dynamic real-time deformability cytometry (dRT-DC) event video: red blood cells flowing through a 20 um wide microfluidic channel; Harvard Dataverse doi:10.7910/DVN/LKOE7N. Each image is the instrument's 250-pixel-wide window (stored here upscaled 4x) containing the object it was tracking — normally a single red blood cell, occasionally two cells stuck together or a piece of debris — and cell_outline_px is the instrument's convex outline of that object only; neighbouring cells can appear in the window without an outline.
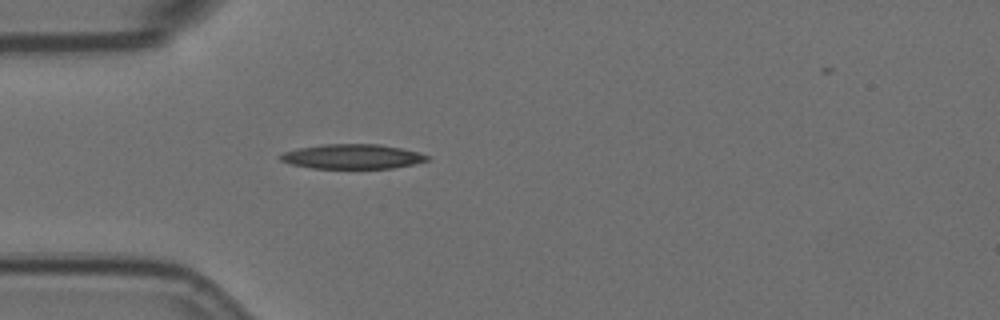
{"species": "Egyptian fruit bat (a non-hibernating species)", "species_latin": "Rousettus aegyptiacus", "temperature_condition": "room temperature", "stored_images_in_passage": 4, "camera_frame_rate_fps": 3000, "um_per_image_px": 0.085, "animal": {"sex": "female"}, "frame": {"image": 1, "passage_image": 4, "time_ms": 1.0, "image_size_px": [1000, 320], "cell_outline_px": [[428, 160], [412, 164], [392, 168], [312, 168], [292, 164], [280, 160], [280, 156], [284, 152], [296, 148], [320, 144], [380, 144], [420, 152], [428, 156]], "centroid_in_image_um": [29.93, 13.29], "position_along_channel_um": 55.1, "area_um2": 20.98}}